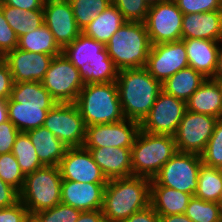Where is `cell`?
Returning <instances> with one entry per match:
<instances>
[{
  "label": "cell",
  "instance_id": "1",
  "mask_svg": "<svg viewBox=\"0 0 222 222\" xmlns=\"http://www.w3.org/2000/svg\"><path fill=\"white\" fill-rule=\"evenodd\" d=\"M151 179L131 176L108 180L103 195L105 222H122L150 205Z\"/></svg>",
  "mask_w": 222,
  "mask_h": 222
},
{
  "label": "cell",
  "instance_id": "2",
  "mask_svg": "<svg viewBox=\"0 0 222 222\" xmlns=\"http://www.w3.org/2000/svg\"><path fill=\"white\" fill-rule=\"evenodd\" d=\"M115 82L124 117L141 123L162 91V84L145 67L118 71Z\"/></svg>",
  "mask_w": 222,
  "mask_h": 222
},
{
  "label": "cell",
  "instance_id": "3",
  "mask_svg": "<svg viewBox=\"0 0 222 222\" xmlns=\"http://www.w3.org/2000/svg\"><path fill=\"white\" fill-rule=\"evenodd\" d=\"M151 42L144 22H125L105 45L118 71L145 67Z\"/></svg>",
  "mask_w": 222,
  "mask_h": 222
},
{
  "label": "cell",
  "instance_id": "4",
  "mask_svg": "<svg viewBox=\"0 0 222 222\" xmlns=\"http://www.w3.org/2000/svg\"><path fill=\"white\" fill-rule=\"evenodd\" d=\"M75 105L86 127L115 123L125 118L116 82L85 84Z\"/></svg>",
  "mask_w": 222,
  "mask_h": 222
},
{
  "label": "cell",
  "instance_id": "5",
  "mask_svg": "<svg viewBox=\"0 0 222 222\" xmlns=\"http://www.w3.org/2000/svg\"><path fill=\"white\" fill-rule=\"evenodd\" d=\"M176 152L174 136L150 134L140 130L131 147L133 176L153 179Z\"/></svg>",
  "mask_w": 222,
  "mask_h": 222
},
{
  "label": "cell",
  "instance_id": "6",
  "mask_svg": "<svg viewBox=\"0 0 222 222\" xmlns=\"http://www.w3.org/2000/svg\"><path fill=\"white\" fill-rule=\"evenodd\" d=\"M62 180L59 166H43L25 176L20 201L30 216L61 203Z\"/></svg>",
  "mask_w": 222,
  "mask_h": 222
},
{
  "label": "cell",
  "instance_id": "7",
  "mask_svg": "<svg viewBox=\"0 0 222 222\" xmlns=\"http://www.w3.org/2000/svg\"><path fill=\"white\" fill-rule=\"evenodd\" d=\"M201 164L202 160L199 154L177 151L153 179L160 186L194 196L198 189V173Z\"/></svg>",
  "mask_w": 222,
  "mask_h": 222
},
{
  "label": "cell",
  "instance_id": "8",
  "mask_svg": "<svg viewBox=\"0 0 222 222\" xmlns=\"http://www.w3.org/2000/svg\"><path fill=\"white\" fill-rule=\"evenodd\" d=\"M42 84L57 103H75L85 85L79 70L62 53L52 59Z\"/></svg>",
  "mask_w": 222,
  "mask_h": 222
},
{
  "label": "cell",
  "instance_id": "9",
  "mask_svg": "<svg viewBox=\"0 0 222 222\" xmlns=\"http://www.w3.org/2000/svg\"><path fill=\"white\" fill-rule=\"evenodd\" d=\"M183 13L173 0L150 4L145 25L152 45L182 40Z\"/></svg>",
  "mask_w": 222,
  "mask_h": 222
},
{
  "label": "cell",
  "instance_id": "10",
  "mask_svg": "<svg viewBox=\"0 0 222 222\" xmlns=\"http://www.w3.org/2000/svg\"><path fill=\"white\" fill-rule=\"evenodd\" d=\"M43 126L68 148L84 145L86 125L75 103H57L48 111Z\"/></svg>",
  "mask_w": 222,
  "mask_h": 222
},
{
  "label": "cell",
  "instance_id": "11",
  "mask_svg": "<svg viewBox=\"0 0 222 222\" xmlns=\"http://www.w3.org/2000/svg\"><path fill=\"white\" fill-rule=\"evenodd\" d=\"M186 111V102L166 94H158L154 105L140 123V130L150 134L174 136Z\"/></svg>",
  "mask_w": 222,
  "mask_h": 222
},
{
  "label": "cell",
  "instance_id": "12",
  "mask_svg": "<svg viewBox=\"0 0 222 222\" xmlns=\"http://www.w3.org/2000/svg\"><path fill=\"white\" fill-rule=\"evenodd\" d=\"M219 119L191 111H185L176 134L174 135L178 152L201 154Z\"/></svg>",
  "mask_w": 222,
  "mask_h": 222
},
{
  "label": "cell",
  "instance_id": "13",
  "mask_svg": "<svg viewBox=\"0 0 222 222\" xmlns=\"http://www.w3.org/2000/svg\"><path fill=\"white\" fill-rule=\"evenodd\" d=\"M189 66L183 40L151 46L145 65L150 75L163 84L179 70Z\"/></svg>",
  "mask_w": 222,
  "mask_h": 222
},
{
  "label": "cell",
  "instance_id": "14",
  "mask_svg": "<svg viewBox=\"0 0 222 222\" xmlns=\"http://www.w3.org/2000/svg\"><path fill=\"white\" fill-rule=\"evenodd\" d=\"M139 131L140 123L127 118L115 123L87 126L83 146L131 148Z\"/></svg>",
  "mask_w": 222,
  "mask_h": 222
},
{
  "label": "cell",
  "instance_id": "15",
  "mask_svg": "<svg viewBox=\"0 0 222 222\" xmlns=\"http://www.w3.org/2000/svg\"><path fill=\"white\" fill-rule=\"evenodd\" d=\"M44 24L50 29L54 40L63 49L82 32L75 20L69 0H47L43 4Z\"/></svg>",
  "mask_w": 222,
  "mask_h": 222
},
{
  "label": "cell",
  "instance_id": "16",
  "mask_svg": "<svg viewBox=\"0 0 222 222\" xmlns=\"http://www.w3.org/2000/svg\"><path fill=\"white\" fill-rule=\"evenodd\" d=\"M63 180L81 183H107L108 179L84 146L67 148L59 164Z\"/></svg>",
  "mask_w": 222,
  "mask_h": 222
},
{
  "label": "cell",
  "instance_id": "17",
  "mask_svg": "<svg viewBox=\"0 0 222 222\" xmlns=\"http://www.w3.org/2000/svg\"><path fill=\"white\" fill-rule=\"evenodd\" d=\"M13 82H42L54 56L15 48L4 57Z\"/></svg>",
  "mask_w": 222,
  "mask_h": 222
},
{
  "label": "cell",
  "instance_id": "18",
  "mask_svg": "<svg viewBox=\"0 0 222 222\" xmlns=\"http://www.w3.org/2000/svg\"><path fill=\"white\" fill-rule=\"evenodd\" d=\"M106 184L62 180L61 203L70 205L82 212L102 209Z\"/></svg>",
  "mask_w": 222,
  "mask_h": 222
},
{
  "label": "cell",
  "instance_id": "19",
  "mask_svg": "<svg viewBox=\"0 0 222 222\" xmlns=\"http://www.w3.org/2000/svg\"><path fill=\"white\" fill-rule=\"evenodd\" d=\"M222 41V10L183 14L182 40Z\"/></svg>",
  "mask_w": 222,
  "mask_h": 222
},
{
  "label": "cell",
  "instance_id": "20",
  "mask_svg": "<svg viewBox=\"0 0 222 222\" xmlns=\"http://www.w3.org/2000/svg\"><path fill=\"white\" fill-rule=\"evenodd\" d=\"M86 149L108 180L133 176L131 148L108 146Z\"/></svg>",
  "mask_w": 222,
  "mask_h": 222
},
{
  "label": "cell",
  "instance_id": "21",
  "mask_svg": "<svg viewBox=\"0 0 222 222\" xmlns=\"http://www.w3.org/2000/svg\"><path fill=\"white\" fill-rule=\"evenodd\" d=\"M189 67L200 72L206 78L214 74L221 42L206 39H185Z\"/></svg>",
  "mask_w": 222,
  "mask_h": 222
},
{
  "label": "cell",
  "instance_id": "22",
  "mask_svg": "<svg viewBox=\"0 0 222 222\" xmlns=\"http://www.w3.org/2000/svg\"><path fill=\"white\" fill-rule=\"evenodd\" d=\"M62 54L77 68L96 61H112L105 45L80 33L69 45L62 49Z\"/></svg>",
  "mask_w": 222,
  "mask_h": 222
},
{
  "label": "cell",
  "instance_id": "23",
  "mask_svg": "<svg viewBox=\"0 0 222 222\" xmlns=\"http://www.w3.org/2000/svg\"><path fill=\"white\" fill-rule=\"evenodd\" d=\"M191 194L160 186L151 179L150 205L159 216L184 214Z\"/></svg>",
  "mask_w": 222,
  "mask_h": 222
},
{
  "label": "cell",
  "instance_id": "24",
  "mask_svg": "<svg viewBox=\"0 0 222 222\" xmlns=\"http://www.w3.org/2000/svg\"><path fill=\"white\" fill-rule=\"evenodd\" d=\"M44 166H59L68 148L44 126L26 132Z\"/></svg>",
  "mask_w": 222,
  "mask_h": 222
},
{
  "label": "cell",
  "instance_id": "25",
  "mask_svg": "<svg viewBox=\"0 0 222 222\" xmlns=\"http://www.w3.org/2000/svg\"><path fill=\"white\" fill-rule=\"evenodd\" d=\"M186 110L222 119V95L217 83L207 78L186 101Z\"/></svg>",
  "mask_w": 222,
  "mask_h": 222
},
{
  "label": "cell",
  "instance_id": "26",
  "mask_svg": "<svg viewBox=\"0 0 222 222\" xmlns=\"http://www.w3.org/2000/svg\"><path fill=\"white\" fill-rule=\"evenodd\" d=\"M119 9L110 4L97 18L93 19L83 30L86 36L106 45L112 35L125 23Z\"/></svg>",
  "mask_w": 222,
  "mask_h": 222
},
{
  "label": "cell",
  "instance_id": "27",
  "mask_svg": "<svg viewBox=\"0 0 222 222\" xmlns=\"http://www.w3.org/2000/svg\"><path fill=\"white\" fill-rule=\"evenodd\" d=\"M206 79L203 74L188 66L169 77L162 84V90L186 102Z\"/></svg>",
  "mask_w": 222,
  "mask_h": 222
},
{
  "label": "cell",
  "instance_id": "28",
  "mask_svg": "<svg viewBox=\"0 0 222 222\" xmlns=\"http://www.w3.org/2000/svg\"><path fill=\"white\" fill-rule=\"evenodd\" d=\"M10 98L18 102V106H42V109H51L57 104L42 82L13 83Z\"/></svg>",
  "mask_w": 222,
  "mask_h": 222
},
{
  "label": "cell",
  "instance_id": "29",
  "mask_svg": "<svg viewBox=\"0 0 222 222\" xmlns=\"http://www.w3.org/2000/svg\"><path fill=\"white\" fill-rule=\"evenodd\" d=\"M8 120L16 126L20 132L43 126L50 109H42V106H18L11 98L7 100Z\"/></svg>",
  "mask_w": 222,
  "mask_h": 222
},
{
  "label": "cell",
  "instance_id": "30",
  "mask_svg": "<svg viewBox=\"0 0 222 222\" xmlns=\"http://www.w3.org/2000/svg\"><path fill=\"white\" fill-rule=\"evenodd\" d=\"M0 9L18 38L40 28L44 24L43 9L25 11L8 5H0Z\"/></svg>",
  "mask_w": 222,
  "mask_h": 222
},
{
  "label": "cell",
  "instance_id": "31",
  "mask_svg": "<svg viewBox=\"0 0 222 222\" xmlns=\"http://www.w3.org/2000/svg\"><path fill=\"white\" fill-rule=\"evenodd\" d=\"M17 48L23 51L43 53L57 56L62 53V49L54 40L50 29L43 24L40 28L24 34L18 38Z\"/></svg>",
  "mask_w": 222,
  "mask_h": 222
},
{
  "label": "cell",
  "instance_id": "32",
  "mask_svg": "<svg viewBox=\"0 0 222 222\" xmlns=\"http://www.w3.org/2000/svg\"><path fill=\"white\" fill-rule=\"evenodd\" d=\"M221 189V169L202 163L198 173V189L195 192V196L205 201L217 202Z\"/></svg>",
  "mask_w": 222,
  "mask_h": 222
},
{
  "label": "cell",
  "instance_id": "33",
  "mask_svg": "<svg viewBox=\"0 0 222 222\" xmlns=\"http://www.w3.org/2000/svg\"><path fill=\"white\" fill-rule=\"evenodd\" d=\"M11 153L17 159L20 170L24 176L44 166L40 162L34 145L26 132H19Z\"/></svg>",
  "mask_w": 222,
  "mask_h": 222
},
{
  "label": "cell",
  "instance_id": "34",
  "mask_svg": "<svg viewBox=\"0 0 222 222\" xmlns=\"http://www.w3.org/2000/svg\"><path fill=\"white\" fill-rule=\"evenodd\" d=\"M84 84L115 82L118 70L113 61L87 63L79 69Z\"/></svg>",
  "mask_w": 222,
  "mask_h": 222
},
{
  "label": "cell",
  "instance_id": "35",
  "mask_svg": "<svg viewBox=\"0 0 222 222\" xmlns=\"http://www.w3.org/2000/svg\"><path fill=\"white\" fill-rule=\"evenodd\" d=\"M193 222H222V211L217 202L192 196L184 213Z\"/></svg>",
  "mask_w": 222,
  "mask_h": 222
},
{
  "label": "cell",
  "instance_id": "36",
  "mask_svg": "<svg viewBox=\"0 0 222 222\" xmlns=\"http://www.w3.org/2000/svg\"><path fill=\"white\" fill-rule=\"evenodd\" d=\"M81 31L110 4L111 0H69Z\"/></svg>",
  "mask_w": 222,
  "mask_h": 222
},
{
  "label": "cell",
  "instance_id": "37",
  "mask_svg": "<svg viewBox=\"0 0 222 222\" xmlns=\"http://www.w3.org/2000/svg\"><path fill=\"white\" fill-rule=\"evenodd\" d=\"M200 156L205 165L222 168V119L216 122L214 132Z\"/></svg>",
  "mask_w": 222,
  "mask_h": 222
},
{
  "label": "cell",
  "instance_id": "38",
  "mask_svg": "<svg viewBox=\"0 0 222 222\" xmlns=\"http://www.w3.org/2000/svg\"><path fill=\"white\" fill-rule=\"evenodd\" d=\"M0 178L19 192L24 186L25 176L11 152L0 154Z\"/></svg>",
  "mask_w": 222,
  "mask_h": 222
},
{
  "label": "cell",
  "instance_id": "39",
  "mask_svg": "<svg viewBox=\"0 0 222 222\" xmlns=\"http://www.w3.org/2000/svg\"><path fill=\"white\" fill-rule=\"evenodd\" d=\"M81 212L70 205L59 203L52 208L37 212L31 217L36 222H76Z\"/></svg>",
  "mask_w": 222,
  "mask_h": 222
},
{
  "label": "cell",
  "instance_id": "40",
  "mask_svg": "<svg viewBox=\"0 0 222 222\" xmlns=\"http://www.w3.org/2000/svg\"><path fill=\"white\" fill-rule=\"evenodd\" d=\"M126 22H145L150 3L147 0H111Z\"/></svg>",
  "mask_w": 222,
  "mask_h": 222
},
{
  "label": "cell",
  "instance_id": "41",
  "mask_svg": "<svg viewBox=\"0 0 222 222\" xmlns=\"http://www.w3.org/2000/svg\"><path fill=\"white\" fill-rule=\"evenodd\" d=\"M183 14L222 10V0H173Z\"/></svg>",
  "mask_w": 222,
  "mask_h": 222
},
{
  "label": "cell",
  "instance_id": "42",
  "mask_svg": "<svg viewBox=\"0 0 222 222\" xmlns=\"http://www.w3.org/2000/svg\"><path fill=\"white\" fill-rule=\"evenodd\" d=\"M18 46V36L5 19L0 9V54L4 57Z\"/></svg>",
  "mask_w": 222,
  "mask_h": 222
},
{
  "label": "cell",
  "instance_id": "43",
  "mask_svg": "<svg viewBox=\"0 0 222 222\" xmlns=\"http://www.w3.org/2000/svg\"><path fill=\"white\" fill-rule=\"evenodd\" d=\"M30 218L28 209L20 200L12 206L0 208V222H27Z\"/></svg>",
  "mask_w": 222,
  "mask_h": 222
},
{
  "label": "cell",
  "instance_id": "44",
  "mask_svg": "<svg viewBox=\"0 0 222 222\" xmlns=\"http://www.w3.org/2000/svg\"><path fill=\"white\" fill-rule=\"evenodd\" d=\"M19 130L10 120L0 124V154L12 152Z\"/></svg>",
  "mask_w": 222,
  "mask_h": 222
},
{
  "label": "cell",
  "instance_id": "45",
  "mask_svg": "<svg viewBox=\"0 0 222 222\" xmlns=\"http://www.w3.org/2000/svg\"><path fill=\"white\" fill-rule=\"evenodd\" d=\"M13 78L7 61L0 59V99L8 100L11 96Z\"/></svg>",
  "mask_w": 222,
  "mask_h": 222
},
{
  "label": "cell",
  "instance_id": "46",
  "mask_svg": "<svg viewBox=\"0 0 222 222\" xmlns=\"http://www.w3.org/2000/svg\"><path fill=\"white\" fill-rule=\"evenodd\" d=\"M20 200V192L0 178V208L12 206Z\"/></svg>",
  "mask_w": 222,
  "mask_h": 222
},
{
  "label": "cell",
  "instance_id": "47",
  "mask_svg": "<svg viewBox=\"0 0 222 222\" xmlns=\"http://www.w3.org/2000/svg\"><path fill=\"white\" fill-rule=\"evenodd\" d=\"M122 222H159V215L151 205L147 208L135 212Z\"/></svg>",
  "mask_w": 222,
  "mask_h": 222
},
{
  "label": "cell",
  "instance_id": "48",
  "mask_svg": "<svg viewBox=\"0 0 222 222\" xmlns=\"http://www.w3.org/2000/svg\"><path fill=\"white\" fill-rule=\"evenodd\" d=\"M44 0H5L1 5H8L20 9L36 10L43 9Z\"/></svg>",
  "mask_w": 222,
  "mask_h": 222
},
{
  "label": "cell",
  "instance_id": "49",
  "mask_svg": "<svg viewBox=\"0 0 222 222\" xmlns=\"http://www.w3.org/2000/svg\"><path fill=\"white\" fill-rule=\"evenodd\" d=\"M76 222H105L101 209L94 211H83Z\"/></svg>",
  "mask_w": 222,
  "mask_h": 222
},
{
  "label": "cell",
  "instance_id": "50",
  "mask_svg": "<svg viewBox=\"0 0 222 222\" xmlns=\"http://www.w3.org/2000/svg\"><path fill=\"white\" fill-rule=\"evenodd\" d=\"M159 222H193L185 214L159 216Z\"/></svg>",
  "mask_w": 222,
  "mask_h": 222
},
{
  "label": "cell",
  "instance_id": "51",
  "mask_svg": "<svg viewBox=\"0 0 222 222\" xmlns=\"http://www.w3.org/2000/svg\"><path fill=\"white\" fill-rule=\"evenodd\" d=\"M210 79H222V41L217 58V64L213 76Z\"/></svg>",
  "mask_w": 222,
  "mask_h": 222
},
{
  "label": "cell",
  "instance_id": "52",
  "mask_svg": "<svg viewBox=\"0 0 222 222\" xmlns=\"http://www.w3.org/2000/svg\"><path fill=\"white\" fill-rule=\"evenodd\" d=\"M8 121L7 100L0 99V124Z\"/></svg>",
  "mask_w": 222,
  "mask_h": 222
},
{
  "label": "cell",
  "instance_id": "53",
  "mask_svg": "<svg viewBox=\"0 0 222 222\" xmlns=\"http://www.w3.org/2000/svg\"><path fill=\"white\" fill-rule=\"evenodd\" d=\"M212 80H214L217 83L222 95V79H212Z\"/></svg>",
  "mask_w": 222,
  "mask_h": 222
},
{
  "label": "cell",
  "instance_id": "54",
  "mask_svg": "<svg viewBox=\"0 0 222 222\" xmlns=\"http://www.w3.org/2000/svg\"><path fill=\"white\" fill-rule=\"evenodd\" d=\"M217 204L220 206V209H221V211H222V189H221V194H220V196H219V199H218V201H217Z\"/></svg>",
  "mask_w": 222,
  "mask_h": 222
},
{
  "label": "cell",
  "instance_id": "55",
  "mask_svg": "<svg viewBox=\"0 0 222 222\" xmlns=\"http://www.w3.org/2000/svg\"><path fill=\"white\" fill-rule=\"evenodd\" d=\"M150 4L152 3H155V2H160V1H163V0H147Z\"/></svg>",
  "mask_w": 222,
  "mask_h": 222
},
{
  "label": "cell",
  "instance_id": "56",
  "mask_svg": "<svg viewBox=\"0 0 222 222\" xmlns=\"http://www.w3.org/2000/svg\"><path fill=\"white\" fill-rule=\"evenodd\" d=\"M27 222H36L32 217Z\"/></svg>",
  "mask_w": 222,
  "mask_h": 222
},
{
  "label": "cell",
  "instance_id": "57",
  "mask_svg": "<svg viewBox=\"0 0 222 222\" xmlns=\"http://www.w3.org/2000/svg\"><path fill=\"white\" fill-rule=\"evenodd\" d=\"M5 0H0V5L4 3Z\"/></svg>",
  "mask_w": 222,
  "mask_h": 222
}]
</instances>
